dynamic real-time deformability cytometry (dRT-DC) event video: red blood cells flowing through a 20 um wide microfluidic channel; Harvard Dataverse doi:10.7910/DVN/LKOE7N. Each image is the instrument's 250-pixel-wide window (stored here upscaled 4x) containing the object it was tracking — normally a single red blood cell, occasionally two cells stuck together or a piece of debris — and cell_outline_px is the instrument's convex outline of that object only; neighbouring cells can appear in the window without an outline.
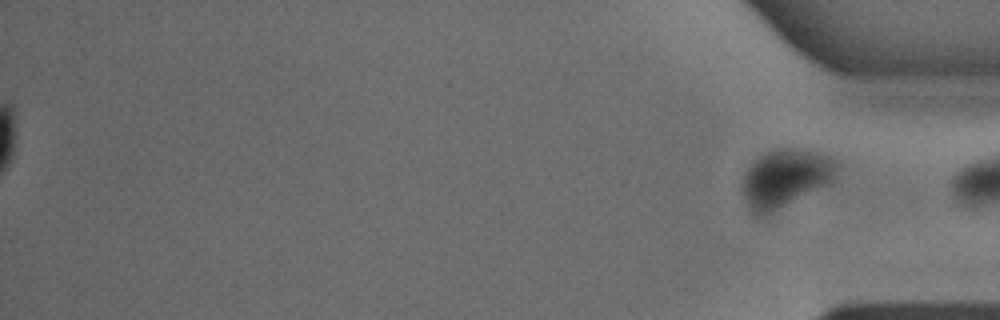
{"species": "common noctule bat (a hibernating species)", "species_latin": "Nyctalus noctula", "temperature_condition": "warm", "stored_images_in_passage": 52, "segment_of_instrument_passage": [2, 2], "camera_frame_rate_fps": 3000, "um_per_image_px": 0.085, "animal": {"sex": "male", "body_mass_g": 18.8}, "frame": {"image": 1, "passage_image": 52, "time_ms": 17.0, "image_size_px": [1000, 320], "cell_outline_px": [[840, 168], [832, 180], [828, 184], [764, 216], [756, 216], [752, 212], [744, 196], [744, 176], [748, 168], [760, 156], [776, 148], [804, 148], [820, 152], [840, 160]], "centroid_in_image_um": [66.84, 15.1], "position_along_channel_um": 368.4, "area_um2": 31.85}}